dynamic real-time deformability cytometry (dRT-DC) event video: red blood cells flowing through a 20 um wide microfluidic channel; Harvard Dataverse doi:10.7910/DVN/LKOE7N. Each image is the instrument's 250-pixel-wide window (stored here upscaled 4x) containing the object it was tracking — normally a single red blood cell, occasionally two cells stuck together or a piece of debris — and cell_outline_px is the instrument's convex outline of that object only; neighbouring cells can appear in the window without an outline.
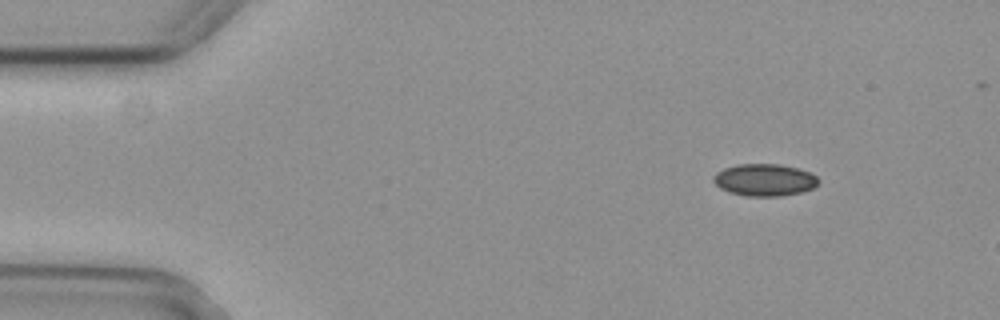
{"species": "common noctule bat (a hibernating species)", "species_latin": "Nyctalus noctula", "temperature_condition": "cold", "stored_images_in_passage": 3, "camera_frame_rate_fps": 3000, "um_per_image_px": 0.085, "animal": {"sex": "female", "body_mass_g": 29.2, "forearm_length_mm": 56.3}, "frame": {"image": 1, "passage_image": 3, "time_ms": 0.667, "image_size_px": [1000, 320], "cell_outline_px": [[820, 180], [812, 188], [800, 192], [780, 196], [748, 196], [728, 192], [720, 188], [712, 180], [712, 176], [716, 172], [724, 168], [736, 164], [780, 164], [796, 168], [808, 172], [816, 176]], "centroid_in_image_um": [64.94, 15.29], "position_along_channel_um": 20.1, "area_um2": 19.59}}